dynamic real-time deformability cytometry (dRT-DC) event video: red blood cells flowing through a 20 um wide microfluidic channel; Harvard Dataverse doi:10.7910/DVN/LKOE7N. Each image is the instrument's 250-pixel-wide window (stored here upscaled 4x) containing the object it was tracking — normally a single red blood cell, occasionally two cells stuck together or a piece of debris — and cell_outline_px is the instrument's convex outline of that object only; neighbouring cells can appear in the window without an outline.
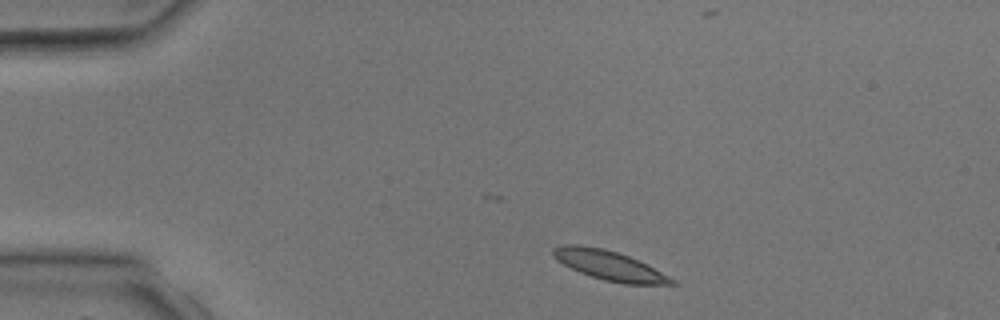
{"species": "common noctule bat (a hibernating species)", "species_latin": "Nyctalus noctula", "temperature_condition": "room temperature", "stored_images_in_passage": 3, "camera_frame_rate_fps": 3000, "um_per_image_px": 0.085, "animal": {"sex": "male", "body_mass_g": 17.9, "forearm_length_mm": 54.2}, "frame": {"image": 1, "passage_image": 1, "time_ms": 0.0, "image_size_px": [1000, 320], "cell_outline_px": [[676, 284], [624, 284], [604, 280], [580, 272], [556, 260], [552, 256], [552, 248], [564, 244], [580, 244], [604, 248], [628, 256], [676, 280]], "centroid_in_image_um": [51.72, 22.54], "position_along_channel_um": 33.3, "area_um2": 20.06}}